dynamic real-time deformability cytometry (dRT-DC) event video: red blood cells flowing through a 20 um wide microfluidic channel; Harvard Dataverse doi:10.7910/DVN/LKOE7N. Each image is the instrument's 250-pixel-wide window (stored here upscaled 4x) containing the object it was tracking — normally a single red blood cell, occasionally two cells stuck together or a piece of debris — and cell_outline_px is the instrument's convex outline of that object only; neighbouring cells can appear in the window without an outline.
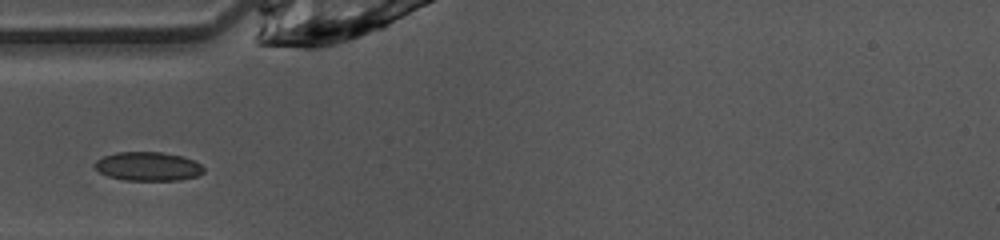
{"species": "common noctule bat (a hibernating species)", "species_latin": "Nyctalus noctula", "temperature_condition": "warm", "stored_images_in_passage": 25, "camera_frame_rate_fps": 3000, "um_per_image_px": 0.085, "animal": {"sex": "female", "body_mass_g": 10.0, "forearm_length_mm": 53.1}, "frame": {"image": 1, "passage_image": 1, "time_ms": 0.0, "image_size_px": [1000, 240], "cell_outline_px": [[204, 172], [196, 176], [180, 180], [124, 180], [108, 176], [100, 172], [92, 164], [96, 160], [104, 156], [116, 152], [160, 152], [184, 156], [200, 164], [204, 168]], "centroid_in_image_um": [12.57, 14.14], "position_along_channel_um": 72.4, "area_um2": 18.32}}
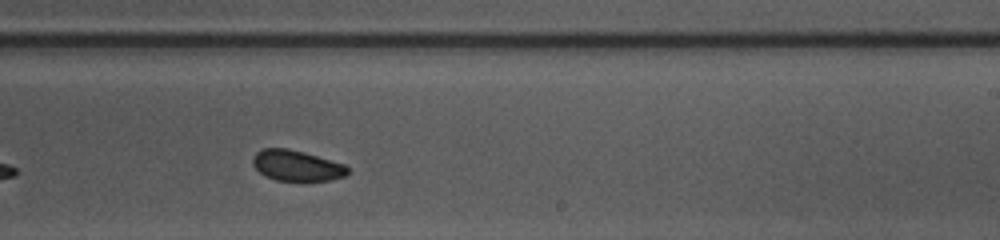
{"frame": {"image": 2, "passage_image": 15, "time_ms": 4.667, "image_size_px": [1000, 240], "cell_outline_px": [[348, 172], [344, 176], [332, 180], [300, 184], [276, 180], [264, 176], [252, 164], [252, 156], [256, 152], [264, 148], [288, 148], [304, 152], [344, 164], [348, 168]], "centroid_in_image_um": [25.2, 14.13], "position_along_channel_um": 263.8, "area_um2": 17.69}}
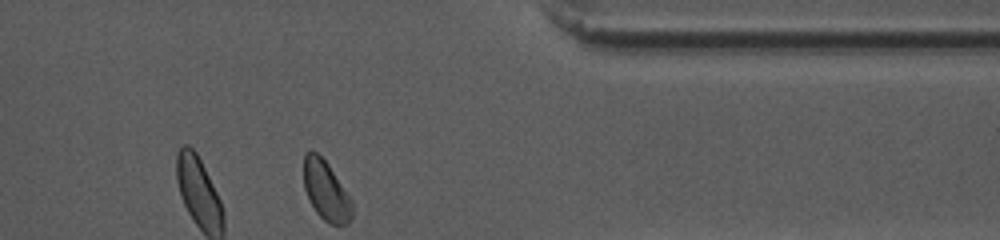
{"frame": {"image": 3, "passage_image": 25, "time_ms": 8.0, "image_size_px": [1000, 240], "cell_outline_px": [[352, 216], [348, 224], [332, 224], [324, 220], [316, 212], [304, 188], [304, 152], [316, 152], [328, 164], [352, 200]], "centroid_in_image_um": [27.72, 16.22], "position_along_channel_um": 383.7, "area_um2": 16.47}}